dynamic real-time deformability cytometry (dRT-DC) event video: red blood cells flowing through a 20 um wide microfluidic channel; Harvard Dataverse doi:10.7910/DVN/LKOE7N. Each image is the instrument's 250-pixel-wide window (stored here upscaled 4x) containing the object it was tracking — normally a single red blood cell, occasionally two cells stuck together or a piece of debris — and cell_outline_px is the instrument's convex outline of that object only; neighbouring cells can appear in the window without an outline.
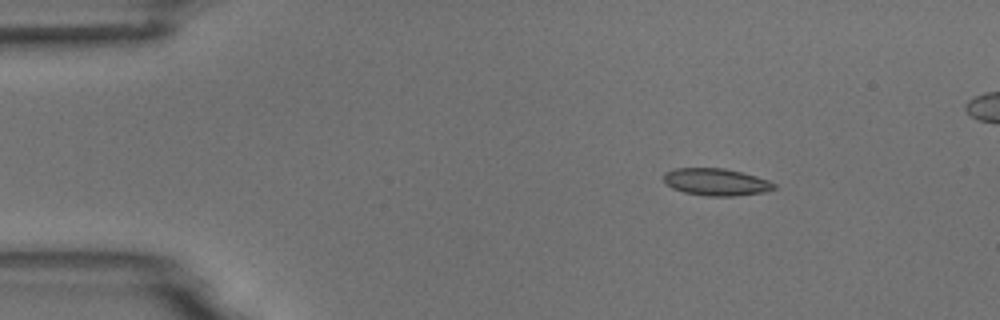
{"species": "common noctule bat (a hibernating species)", "species_latin": "Nyctalus noctula", "temperature_condition": "room temperature", "stored_images_in_passage": 6, "camera_frame_rate_fps": 3000, "um_per_image_px": 0.085, "animal": {"sex": "male", "body_mass_g": 18.8}, "frame": {"image": 1, "passage_image": 3, "time_ms": 2.333, "image_size_px": [1000, 320], "cell_outline_px": [[776, 188], [764, 192], [736, 196], [708, 196], [684, 192], [672, 188], [664, 184], [664, 172], [676, 168], [724, 168], [756, 176], [768, 180], [776, 184]], "centroid_in_image_um": [60.85, 15.47], "position_along_channel_um": 24.1, "area_um2": 17.51}}